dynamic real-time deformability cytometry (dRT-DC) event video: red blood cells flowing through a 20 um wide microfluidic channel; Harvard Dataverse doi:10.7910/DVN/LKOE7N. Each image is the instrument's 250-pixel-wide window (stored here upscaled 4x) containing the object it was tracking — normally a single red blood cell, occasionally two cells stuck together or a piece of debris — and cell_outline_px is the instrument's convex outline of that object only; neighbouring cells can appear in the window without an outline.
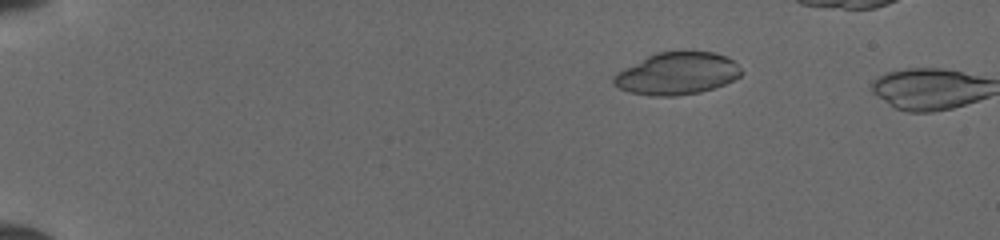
{"species": "common noctule bat (a hibernating species)", "species_latin": "Nyctalus noctula", "temperature_condition": "cold", "stored_images_in_passage": 2, "camera_frame_rate_fps": 3000, "um_per_image_px": 0.085, "animal": {"sex": "female", "body_mass_g": 19.5, "forearm_length_mm": 54.1}, "frame": {"image": 1, "passage_image": 1, "time_ms": 0.0, "image_size_px": [1000, 240], "cell_outline_px": [[740, 76], [724, 84], [700, 92], [676, 96], [652, 96], [632, 92], [620, 88], [612, 80], [612, 76], [616, 72], [656, 52], [712, 52], [728, 56], [740, 68]], "centroid_in_image_um": [57.54, 6.25], "position_along_channel_um": 27.5, "area_um2": 30.98}}